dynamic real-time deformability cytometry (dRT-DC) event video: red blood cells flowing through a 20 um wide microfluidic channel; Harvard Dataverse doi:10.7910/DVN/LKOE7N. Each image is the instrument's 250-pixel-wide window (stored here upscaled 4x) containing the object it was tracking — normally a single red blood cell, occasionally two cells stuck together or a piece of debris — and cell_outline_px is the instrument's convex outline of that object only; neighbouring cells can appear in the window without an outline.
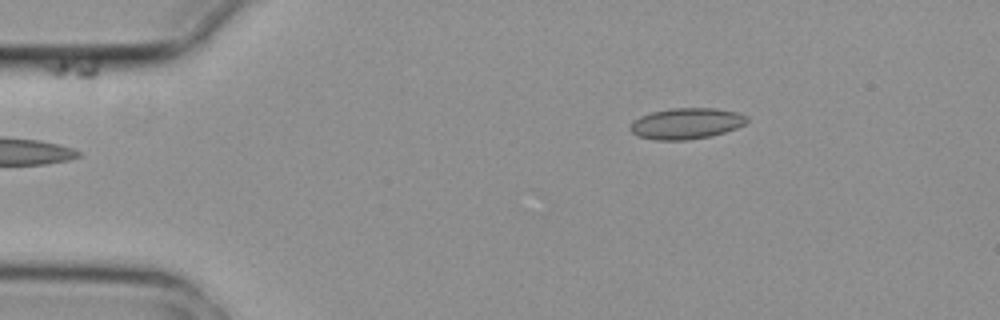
{"species": "common noctule bat (a hibernating species)", "species_latin": "Nyctalus noctula", "temperature_condition": "cold", "stored_images_in_passage": 5, "camera_frame_rate_fps": 3000, "um_per_image_px": 0.085, "animal": {"sex": "female", "body_mass_g": 29.2, "forearm_length_mm": 56.3}, "frame": {"image": 1, "passage_image": 5, "time_ms": 1.333, "image_size_px": [1000, 320], "cell_outline_px": [[748, 120], [744, 124], [736, 128], [712, 136], [688, 140], [656, 140], [636, 136], [628, 128], [632, 120], [640, 116], [652, 112], [672, 108], [716, 108], [736, 112], [748, 116]], "centroid_in_image_um": [58.3, 10.5], "position_along_channel_um": 26.7, "area_um2": 21.27}}